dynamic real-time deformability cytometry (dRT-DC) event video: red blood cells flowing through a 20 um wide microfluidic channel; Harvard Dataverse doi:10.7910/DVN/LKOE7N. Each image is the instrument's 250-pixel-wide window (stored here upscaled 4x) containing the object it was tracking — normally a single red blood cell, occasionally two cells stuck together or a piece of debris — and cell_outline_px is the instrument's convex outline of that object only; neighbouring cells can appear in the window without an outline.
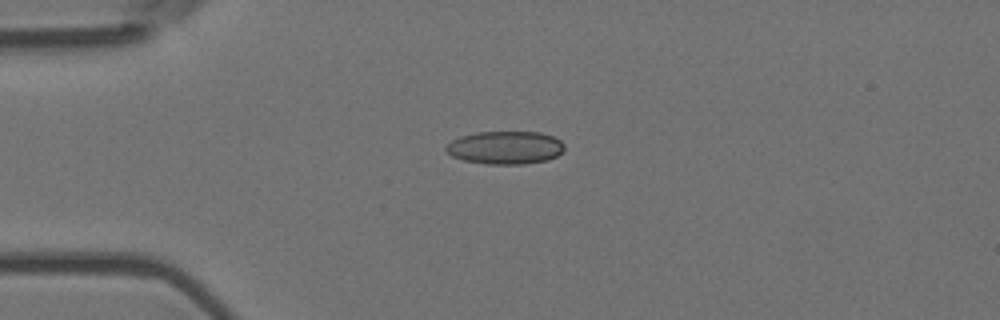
{"species": "Egyptian fruit bat (a non-hibernating species)", "species_latin": "Rousettus aegyptiacus", "temperature_condition": "room temperature", "stored_images_in_passage": 6, "camera_frame_rate_fps": 3000, "um_per_image_px": 0.085, "animal": {"sex": "female"}, "frame": {"image": 1, "passage_image": 6, "time_ms": 1.667, "image_size_px": [1000, 320], "cell_outline_px": [[564, 148], [556, 156], [548, 160], [524, 164], [484, 164], [464, 160], [452, 156], [444, 148], [452, 140], [460, 136], [476, 132], [540, 132], [552, 136], [560, 140], [564, 144]], "centroid_in_image_um": [42.94, 12.55], "position_along_channel_um": 42.1, "area_um2": 22.77}}